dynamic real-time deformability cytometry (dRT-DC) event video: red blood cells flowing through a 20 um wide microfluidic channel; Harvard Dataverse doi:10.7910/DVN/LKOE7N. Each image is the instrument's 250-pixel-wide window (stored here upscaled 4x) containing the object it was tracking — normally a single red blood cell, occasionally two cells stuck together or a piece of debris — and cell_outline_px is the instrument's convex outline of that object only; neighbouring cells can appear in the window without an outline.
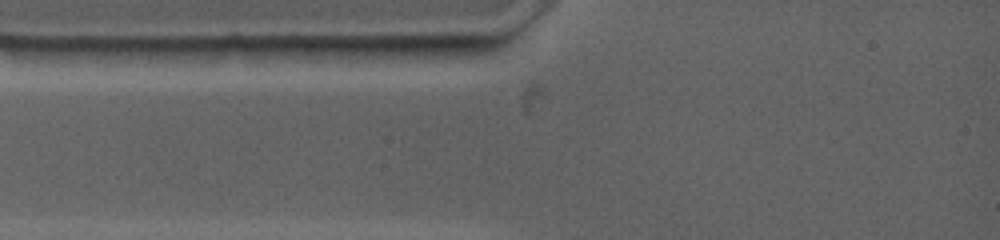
{"species": "common noctule bat (a hibernating species)", "species_latin": "Nyctalus noctula", "temperature_condition": "warm", "stored_images_in_passage": 1, "camera_frame_rate_fps": 4500, "um_per_image_px": 0.085, "animal": {"sex": "female", "body_mass_g": 19.0, "forearm_length_mm": 53.3}, "frame": {"image": 1, "passage_image": 1, "time_ms": 0.0, "image_size_px": [1000, 240], "cell_outline_px": [[464, 48], [456, 56], [316, 60], [296, 48], [384, 44], [464, 44]], "centroid_in_image_um": [32.53, 4.36], "position_along_channel_um": 52.5, "area_um2": 14.8}}